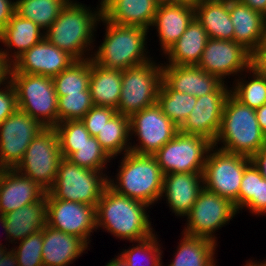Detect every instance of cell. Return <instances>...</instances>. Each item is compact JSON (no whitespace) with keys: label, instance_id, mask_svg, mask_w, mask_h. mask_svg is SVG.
<instances>
[{"label":"cell","instance_id":"6da1fadb","mask_svg":"<svg viewBox=\"0 0 266 266\" xmlns=\"http://www.w3.org/2000/svg\"><path fill=\"white\" fill-rule=\"evenodd\" d=\"M79 3L69 0L44 32V37L75 60H85L91 58L88 51H91V44L95 41L94 32L102 17V4L100 2L97 11L92 12L90 7Z\"/></svg>","mask_w":266,"mask_h":266},{"label":"cell","instance_id":"7a4b0ae2","mask_svg":"<svg viewBox=\"0 0 266 266\" xmlns=\"http://www.w3.org/2000/svg\"><path fill=\"white\" fill-rule=\"evenodd\" d=\"M147 207L108 186L96 206V228L102 227L120 240L132 243L146 239L154 234Z\"/></svg>","mask_w":266,"mask_h":266},{"label":"cell","instance_id":"3957f363","mask_svg":"<svg viewBox=\"0 0 266 266\" xmlns=\"http://www.w3.org/2000/svg\"><path fill=\"white\" fill-rule=\"evenodd\" d=\"M220 142L223 145L219 150L250 158L266 146V136L259 126L255 109L243 105L231 93L225 101L213 146L217 148Z\"/></svg>","mask_w":266,"mask_h":266},{"label":"cell","instance_id":"277c9868","mask_svg":"<svg viewBox=\"0 0 266 266\" xmlns=\"http://www.w3.org/2000/svg\"><path fill=\"white\" fill-rule=\"evenodd\" d=\"M106 25L105 37L91 60L105 68L126 70L149 62L146 52L147 32L145 28L117 25L101 17Z\"/></svg>","mask_w":266,"mask_h":266},{"label":"cell","instance_id":"5b68a950","mask_svg":"<svg viewBox=\"0 0 266 266\" xmlns=\"http://www.w3.org/2000/svg\"><path fill=\"white\" fill-rule=\"evenodd\" d=\"M115 178H109L108 186L116 193L141 201L148 206L161 199L163 173L154 155L128 152L122 155ZM115 182H114V180ZM116 183V184H115Z\"/></svg>","mask_w":266,"mask_h":266},{"label":"cell","instance_id":"8992f818","mask_svg":"<svg viewBox=\"0 0 266 266\" xmlns=\"http://www.w3.org/2000/svg\"><path fill=\"white\" fill-rule=\"evenodd\" d=\"M11 83L16 92L17 107L46 128L58 124V97L52 77L12 73Z\"/></svg>","mask_w":266,"mask_h":266},{"label":"cell","instance_id":"52a82bcc","mask_svg":"<svg viewBox=\"0 0 266 266\" xmlns=\"http://www.w3.org/2000/svg\"><path fill=\"white\" fill-rule=\"evenodd\" d=\"M109 177L103 171H94L72 163L62 158L57 170V176L48 193L56 199L97 206Z\"/></svg>","mask_w":266,"mask_h":266},{"label":"cell","instance_id":"ba28073f","mask_svg":"<svg viewBox=\"0 0 266 266\" xmlns=\"http://www.w3.org/2000/svg\"><path fill=\"white\" fill-rule=\"evenodd\" d=\"M160 64L150 60L145 64L122 70V87L117 113L131 117L157 103L162 82V63Z\"/></svg>","mask_w":266,"mask_h":266},{"label":"cell","instance_id":"9c48e42d","mask_svg":"<svg viewBox=\"0 0 266 266\" xmlns=\"http://www.w3.org/2000/svg\"><path fill=\"white\" fill-rule=\"evenodd\" d=\"M251 162L250 157L227 153L213 146L205 161L204 188L229 199L238 211V193L243 173Z\"/></svg>","mask_w":266,"mask_h":266},{"label":"cell","instance_id":"30bf717a","mask_svg":"<svg viewBox=\"0 0 266 266\" xmlns=\"http://www.w3.org/2000/svg\"><path fill=\"white\" fill-rule=\"evenodd\" d=\"M62 158L56 130L45 128L29 144L15 169L48 192L55 182Z\"/></svg>","mask_w":266,"mask_h":266},{"label":"cell","instance_id":"8fae6325","mask_svg":"<svg viewBox=\"0 0 266 266\" xmlns=\"http://www.w3.org/2000/svg\"><path fill=\"white\" fill-rule=\"evenodd\" d=\"M213 143L199 135L180 131L160 148L154 157L163 175L168 173H203Z\"/></svg>","mask_w":266,"mask_h":266},{"label":"cell","instance_id":"7c38bea8","mask_svg":"<svg viewBox=\"0 0 266 266\" xmlns=\"http://www.w3.org/2000/svg\"><path fill=\"white\" fill-rule=\"evenodd\" d=\"M238 211L234 204L227 198L203 189L194 203L187 217V224L182 233L203 237L217 243L215 231L221 229L235 217Z\"/></svg>","mask_w":266,"mask_h":266},{"label":"cell","instance_id":"4fadbf2b","mask_svg":"<svg viewBox=\"0 0 266 266\" xmlns=\"http://www.w3.org/2000/svg\"><path fill=\"white\" fill-rule=\"evenodd\" d=\"M179 131L156 103L130 117V136H138L139 142L130 151L141 155H154ZM139 144V145H138Z\"/></svg>","mask_w":266,"mask_h":266},{"label":"cell","instance_id":"5bb4252c","mask_svg":"<svg viewBox=\"0 0 266 266\" xmlns=\"http://www.w3.org/2000/svg\"><path fill=\"white\" fill-rule=\"evenodd\" d=\"M46 127L17 109L0 124V167L15 169L32 140Z\"/></svg>","mask_w":266,"mask_h":266},{"label":"cell","instance_id":"9a60e30c","mask_svg":"<svg viewBox=\"0 0 266 266\" xmlns=\"http://www.w3.org/2000/svg\"><path fill=\"white\" fill-rule=\"evenodd\" d=\"M47 198V225L81 238L87 245L90 236L96 231V207L68 200L56 199L48 192ZM90 241V242H89Z\"/></svg>","mask_w":266,"mask_h":266},{"label":"cell","instance_id":"2e32d148","mask_svg":"<svg viewBox=\"0 0 266 266\" xmlns=\"http://www.w3.org/2000/svg\"><path fill=\"white\" fill-rule=\"evenodd\" d=\"M252 54L233 40L208 39L197 66L223 82L226 76H234L251 67Z\"/></svg>","mask_w":266,"mask_h":266},{"label":"cell","instance_id":"e0dca14e","mask_svg":"<svg viewBox=\"0 0 266 266\" xmlns=\"http://www.w3.org/2000/svg\"><path fill=\"white\" fill-rule=\"evenodd\" d=\"M223 83L215 92L198 97L191 113L179 127L185 134L199 135L214 143L220 130L225 101L231 90Z\"/></svg>","mask_w":266,"mask_h":266},{"label":"cell","instance_id":"ac0fdd59","mask_svg":"<svg viewBox=\"0 0 266 266\" xmlns=\"http://www.w3.org/2000/svg\"><path fill=\"white\" fill-rule=\"evenodd\" d=\"M76 61L67 52L50 43L45 37L13 62L12 73L54 77Z\"/></svg>","mask_w":266,"mask_h":266},{"label":"cell","instance_id":"d6986e66","mask_svg":"<svg viewBox=\"0 0 266 266\" xmlns=\"http://www.w3.org/2000/svg\"><path fill=\"white\" fill-rule=\"evenodd\" d=\"M46 191L16 169L0 172V213L7 214L39 201Z\"/></svg>","mask_w":266,"mask_h":266},{"label":"cell","instance_id":"ffe728a7","mask_svg":"<svg viewBox=\"0 0 266 266\" xmlns=\"http://www.w3.org/2000/svg\"><path fill=\"white\" fill-rule=\"evenodd\" d=\"M203 189V173H168L163 175L161 197H166V203L176 216L184 217Z\"/></svg>","mask_w":266,"mask_h":266},{"label":"cell","instance_id":"44dd1931","mask_svg":"<svg viewBox=\"0 0 266 266\" xmlns=\"http://www.w3.org/2000/svg\"><path fill=\"white\" fill-rule=\"evenodd\" d=\"M162 79L173 90L197 98L215 92L224 83L219 77L205 72L197 65L165 66L162 64Z\"/></svg>","mask_w":266,"mask_h":266},{"label":"cell","instance_id":"7402d4cb","mask_svg":"<svg viewBox=\"0 0 266 266\" xmlns=\"http://www.w3.org/2000/svg\"><path fill=\"white\" fill-rule=\"evenodd\" d=\"M102 17L114 24L152 27L158 5L154 0H101Z\"/></svg>","mask_w":266,"mask_h":266},{"label":"cell","instance_id":"603a6c76","mask_svg":"<svg viewBox=\"0 0 266 266\" xmlns=\"http://www.w3.org/2000/svg\"><path fill=\"white\" fill-rule=\"evenodd\" d=\"M88 247L77 236L53 229L48 225L43 228V266H68L79 258Z\"/></svg>","mask_w":266,"mask_h":266},{"label":"cell","instance_id":"cb8c5ba5","mask_svg":"<svg viewBox=\"0 0 266 266\" xmlns=\"http://www.w3.org/2000/svg\"><path fill=\"white\" fill-rule=\"evenodd\" d=\"M229 12L234 27L233 41L253 54L262 43L264 23L262 13L238 0H229Z\"/></svg>","mask_w":266,"mask_h":266},{"label":"cell","instance_id":"d4e9b609","mask_svg":"<svg viewBox=\"0 0 266 266\" xmlns=\"http://www.w3.org/2000/svg\"><path fill=\"white\" fill-rule=\"evenodd\" d=\"M194 17L195 9L185 5L175 3L158 6L152 27L157 28L163 53L180 38Z\"/></svg>","mask_w":266,"mask_h":266},{"label":"cell","instance_id":"484cf974","mask_svg":"<svg viewBox=\"0 0 266 266\" xmlns=\"http://www.w3.org/2000/svg\"><path fill=\"white\" fill-rule=\"evenodd\" d=\"M208 39L205 28L194 17L180 38L164 53L169 60L165 65H197Z\"/></svg>","mask_w":266,"mask_h":266},{"label":"cell","instance_id":"4316f807","mask_svg":"<svg viewBox=\"0 0 266 266\" xmlns=\"http://www.w3.org/2000/svg\"><path fill=\"white\" fill-rule=\"evenodd\" d=\"M44 34L43 30L33 21L24 19L15 13L0 32V43L2 42L7 48L3 50L4 54L14 62L25 51L40 42ZM14 48L16 50L12 52Z\"/></svg>","mask_w":266,"mask_h":266},{"label":"cell","instance_id":"83f0119b","mask_svg":"<svg viewBox=\"0 0 266 266\" xmlns=\"http://www.w3.org/2000/svg\"><path fill=\"white\" fill-rule=\"evenodd\" d=\"M9 243L21 241L47 225V198L4 214Z\"/></svg>","mask_w":266,"mask_h":266},{"label":"cell","instance_id":"f1b7e54d","mask_svg":"<svg viewBox=\"0 0 266 266\" xmlns=\"http://www.w3.org/2000/svg\"><path fill=\"white\" fill-rule=\"evenodd\" d=\"M122 70L105 68L91 60L89 90L94 106L117 109L121 95Z\"/></svg>","mask_w":266,"mask_h":266},{"label":"cell","instance_id":"f546056e","mask_svg":"<svg viewBox=\"0 0 266 266\" xmlns=\"http://www.w3.org/2000/svg\"><path fill=\"white\" fill-rule=\"evenodd\" d=\"M195 17L210 39L233 40L229 0H204L195 8Z\"/></svg>","mask_w":266,"mask_h":266},{"label":"cell","instance_id":"4dcf8cb0","mask_svg":"<svg viewBox=\"0 0 266 266\" xmlns=\"http://www.w3.org/2000/svg\"><path fill=\"white\" fill-rule=\"evenodd\" d=\"M174 260L168 266H216L217 243L203 237H193L182 233Z\"/></svg>","mask_w":266,"mask_h":266},{"label":"cell","instance_id":"1f68e13d","mask_svg":"<svg viewBox=\"0 0 266 266\" xmlns=\"http://www.w3.org/2000/svg\"><path fill=\"white\" fill-rule=\"evenodd\" d=\"M96 139L111 158L130 152V117L116 112L96 135Z\"/></svg>","mask_w":266,"mask_h":266},{"label":"cell","instance_id":"d6a6232c","mask_svg":"<svg viewBox=\"0 0 266 266\" xmlns=\"http://www.w3.org/2000/svg\"><path fill=\"white\" fill-rule=\"evenodd\" d=\"M197 97L173 90L163 79L158 92L157 104L162 112L178 127L187 119Z\"/></svg>","mask_w":266,"mask_h":266},{"label":"cell","instance_id":"836d02e7","mask_svg":"<svg viewBox=\"0 0 266 266\" xmlns=\"http://www.w3.org/2000/svg\"><path fill=\"white\" fill-rule=\"evenodd\" d=\"M69 0H16L15 13L37 24L43 32L57 19Z\"/></svg>","mask_w":266,"mask_h":266},{"label":"cell","instance_id":"e575fe53","mask_svg":"<svg viewBox=\"0 0 266 266\" xmlns=\"http://www.w3.org/2000/svg\"><path fill=\"white\" fill-rule=\"evenodd\" d=\"M91 58L76 60L68 68L52 77L57 97L89 89Z\"/></svg>","mask_w":266,"mask_h":266},{"label":"cell","instance_id":"d590c367","mask_svg":"<svg viewBox=\"0 0 266 266\" xmlns=\"http://www.w3.org/2000/svg\"><path fill=\"white\" fill-rule=\"evenodd\" d=\"M252 73L250 81L242 77L235 80L234 87L229 88L231 94L243 105L257 109L266 103V79L252 66L247 70ZM240 80V81H239Z\"/></svg>","mask_w":266,"mask_h":266},{"label":"cell","instance_id":"8d00e7d4","mask_svg":"<svg viewBox=\"0 0 266 266\" xmlns=\"http://www.w3.org/2000/svg\"><path fill=\"white\" fill-rule=\"evenodd\" d=\"M155 232L150 237L136 241L137 245L120 252L128 266H163L162 250Z\"/></svg>","mask_w":266,"mask_h":266},{"label":"cell","instance_id":"74e56055","mask_svg":"<svg viewBox=\"0 0 266 266\" xmlns=\"http://www.w3.org/2000/svg\"><path fill=\"white\" fill-rule=\"evenodd\" d=\"M54 129L57 132L63 158H68L92 137L81 120L63 121L58 123Z\"/></svg>","mask_w":266,"mask_h":266},{"label":"cell","instance_id":"f35d334b","mask_svg":"<svg viewBox=\"0 0 266 266\" xmlns=\"http://www.w3.org/2000/svg\"><path fill=\"white\" fill-rule=\"evenodd\" d=\"M67 159L78 166L94 171H103L105 165L113 160L93 136L78 147L77 151L73 152Z\"/></svg>","mask_w":266,"mask_h":266},{"label":"cell","instance_id":"ab89813d","mask_svg":"<svg viewBox=\"0 0 266 266\" xmlns=\"http://www.w3.org/2000/svg\"><path fill=\"white\" fill-rule=\"evenodd\" d=\"M58 123L81 120L94 106L90 90L67 94L58 98Z\"/></svg>","mask_w":266,"mask_h":266},{"label":"cell","instance_id":"60d3db41","mask_svg":"<svg viewBox=\"0 0 266 266\" xmlns=\"http://www.w3.org/2000/svg\"><path fill=\"white\" fill-rule=\"evenodd\" d=\"M16 248H11L18 260V266H43L42 262V245L43 229L33 233L19 243Z\"/></svg>","mask_w":266,"mask_h":266},{"label":"cell","instance_id":"b9f144b4","mask_svg":"<svg viewBox=\"0 0 266 266\" xmlns=\"http://www.w3.org/2000/svg\"><path fill=\"white\" fill-rule=\"evenodd\" d=\"M258 168L251 162L244 170L238 193L239 210L248 208L257 199Z\"/></svg>","mask_w":266,"mask_h":266},{"label":"cell","instance_id":"7bdbcfd3","mask_svg":"<svg viewBox=\"0 0 266 266\" xmlns=\"http://www.w3.org/2000/svg\"><path fill=\"white\" fill-rule=\"evenodd\" d=\"M116 113L111 107L93 106L81 119L91 136L101 131L107 121Z\"/></svg>","mask_w":266,"mask_h":266},{"label":"cell","instance_id":"ee69618b","mask_svg":"<svg viewBox=\"0 0 266 266\" xmlns=\"http://www.w3.org/2000/svg\"><path fill=\"white\" fill-rule=\"evenodd\" d=\"M17 109L18 107L15 88L10 82L4 85V88L3 86L0 88V124Z\"/></svg>","mask_w":266,"mask_h":266},{"label":"cell","instance_id":"f6af8a7d","mask_svg":"<svg viewBox=\"0 0 266 266\" xmlns=\"http://www.w3.org/2000/svg\"><path fill=\"white\" fill-rule=\"evenodd\" d=\"M247 210L255 215L266 214V179L263 178L259 169L257 199L247 208Z\"/></svg>","mask_w":266,"mask_h":266},{"label":"cell","instance_id":"bcb514c9","mask_svg":"<svg viewBox=\"0 0 266 266\" xmlns=\"http://www.w3.org/2000/svg\"><path fill=\"white\" fill-rule=\"evenodd\" d=\"M16 1L0 0V32L9 23L11 17L15 14Z\"/></svg>","mask_w":266,"mask_h":266},{"label":"cell","instance_id":"7dc6e473","mask_svg":"<svg viewBox=\"0 0 266 266\" xmlns=\"http://www.w3.org/2000/svg\"><path fill=\"white\" fill-rule=\"evenodd\" d=\"M0 49V87L11 82L13 62Z\"/></svg>","mask_w":266,"mask_h":266},{"label":"cell","instance_id":"c3c4849f","mask_svg":"<svg viewBox=\"0 0 266 266\" xmlns=\"http://www.w3.org/2000/svg\"><path fill=\"white\" fill-rule=\"evenodd\" d=\"M251 66L266 79V50H256L252 54Z\"/></svg>","mask_w":266,"mask_h":266},{"label":"cell","instance_id":"681fc988","mask_svg":"<svg viewBox=\"0 0 266 266\" xmlns=\"http://www.w3.org/2000/svg\"><path fill=\"white\" fill-rule=\"evenodd\" d=\"M251 161L259 169L263 178L266 179V146L257 152L252 158Z\"/></svg>","mask_w":266,"mask_h":266},{"label":"cell","instance_id":"f907efd6","mask_svg":"<svg viewBox=\"0 0 266 266\" xmlns=\"http://www.w3.org/2000/svg\"><path fill=\"white\" fill-rule=\"evenodd\" d=\"M249 6L252 10L263 13L266 10V0H238Z\"/></svg>","mask_w":266,"mask_h":266},{"label":"cell","instance_id":"816d5d0a","mask_svg":"<svg viewBox=\"0 0 266 266\" xmlns=\"http://www.w3.org/2000/svg\"><path fill=\"white\" fill-rule=\"evenodd\" d=\"M255 112L259 126L263 134L266 136V103L261 107L255 109Z\"/></svg>","mask_w":266,"mask_h":266},{"label":"cell","instance_id":"f5cc1de1","mask_svg":"<svg viewBox=\"0 0 266 266\" xmlns=\"http://www.w3.org/2000/svg\"><path fill=\"white\" fill-rule=\"evenodd\" d=\"M0 266H18V260L13 250L8 249V252L0 260Z\"/></svg>","mask_w":266,"mask_h":266},{"label":"cell","instance_id":"db71d44e","mask_svg":"<svg viewBox=\"0 0 266 266\" xmlns=\"http://www.w3.org/2000/svg\"><path fill=\"white\" fill-rule=\"evenodd\" d=\"M105 266H128V264L122 255L119 254L117 258L111 259Z\"/></svg>","mask_w":266,"mask_h":266},{"label":"cell","instance_id":"11a10c76","mask_svg":"<svg viewBox=\"0 0 266 266\" xmlns=\"http://www.w3.org/2000/svg\"><path fill=\"white\" fill-rule=\"evenodd\" d=\"M204 0H175L176 4L185 5L191 8H196Z\"/></svg>","mask_w":266,"mask_h":266},{"label":"cell","instance_id":"9f6ffc18","mask_svg":"<svg viewBox=\"0 0 266 266\" xmlns=\"http://www.w3.org/2000/svg\"><path fill=\"white\" fill-rule=\"evenodd\" d=\"M0 223H1V225L4 228V231L6 233V235H5L6 236V240H8L9 237L7 235V230H6V219H5V216L2 213H0ZM0 247H6V246L2 245V243H0Z\"/></svg>","mask_w":266,"mask_h":266},{"label":"cell","instance_id":"6f0895ef","mask_svg":"<svg viewBox=\"0 0 266 266\" xmlns=\"http://www.w3.org/2000/svg\"><path fill=\"white\" fill-rule=\"evenodd\" d=\"M247 263H246V265H244V266H266V260L263 262H256V261H252V260H250V261H246Z\"/></svg>","mask_w":266,"mask_h":266},{"label":"cell","instance_id":"680465c9","mask_svg":"<svg viewBox=\"0 0 266 266\" xmlns=\"http://www.w3.org/2000/svg\"><path fill=\"white\" fill-rule=\"evenodd\" d=\"M158 6L175 4V0H154Z\"/></svg>","mask_w":266,"mask_h":266},{"label":"cell","instance_id":"91938a15","mask_svg":"<svg viewBox=\"0 0 266 266\" xmlns=\"http://www.w3.org/2000/svg\"><path fill=\"white\" fill-rule=\"evenodd\" d=\"M257 50H266V25H264V33L261 46Z\"/></svg>","mask_w":266,"mask_h":266},{"label":"cell","instance_id":"94428289","mask_svg":"<svg viewBox=\"0 0 266 266\" xmlns=\"http://www.w3.org/2000/svg\"><path fill=\"white\" fill-rule=\"evenodd\" d=\"M6 247H0V260L4 257V255L7 253Z\"/></svg>","mask_w":266,"mask_h":266},{"label":"cell","instance_id":"6125c7cd","mask_svg":"<svg viewBox=\"0 0 266 266\" xmlns=\"http://www.w3.org/2000/svg\"><path fill=\"white\" fill-rule=\"evenodd\" d=\"M263 16V23L266 25V10L262 13Z\"/></svg>","mask_w":266,"mask_h":266}]
</instances>
